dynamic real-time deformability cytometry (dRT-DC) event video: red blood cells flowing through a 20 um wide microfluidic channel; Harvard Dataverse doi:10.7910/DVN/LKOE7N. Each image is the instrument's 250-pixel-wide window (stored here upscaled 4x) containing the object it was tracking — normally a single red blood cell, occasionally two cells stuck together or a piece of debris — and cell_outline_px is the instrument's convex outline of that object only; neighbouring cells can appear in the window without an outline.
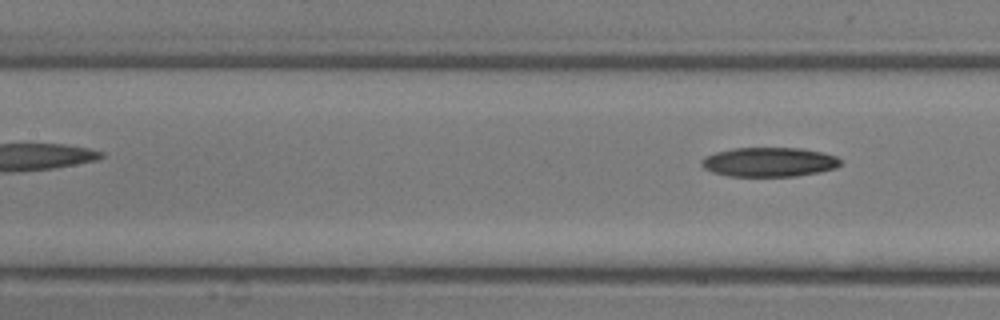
{"species": "common noctule bat (a hibernating species)", "species_latin": "Nyctalus noctula", "temperature_condition": "room temperature", "stored_images_in_passage": 10, "segment_of_instrument_passage": [2, 2], "camera_frame_rate_fps": 3000, "um_per_image_px": 0.085, "animal": {"sex": "male", "body_mass_g": 13.3}, "frame": {"image": 1, "passage_image": 10, "time_ms": 3.0, "image_size_px": [1000, 320], "cell_outline_px": [[844, 164], [836, 168], [820, 172], [796, 176], [728, 176], [712, 172], [704, 168], [700, 164], [700, 160], [704, 156], [716, 152], [732, 148], [800, 148], [824, 152], [836, 156]], "centroid_in_image_um": [65.39, 13.77], "position_along_channel_um": 142.0, "area_um2": 24.04}}